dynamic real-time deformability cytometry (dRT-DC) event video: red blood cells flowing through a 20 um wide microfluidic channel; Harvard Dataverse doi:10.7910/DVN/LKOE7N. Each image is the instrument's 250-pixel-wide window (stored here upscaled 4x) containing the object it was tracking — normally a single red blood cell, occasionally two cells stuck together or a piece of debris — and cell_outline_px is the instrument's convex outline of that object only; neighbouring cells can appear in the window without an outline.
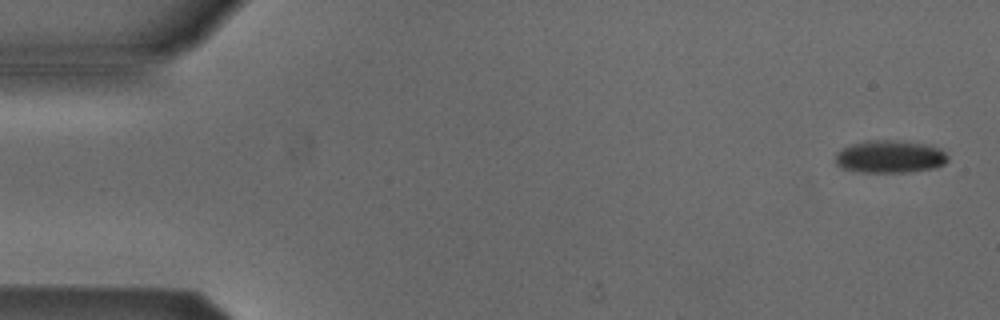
{"species": "Egyptian fruit bat (a non-hibernating species)", "species_latin": "Rousettus aegyptiacus", "temperature_condition": "cold", "stored_images_in_passage": 7, "camera_frame_rate_fps": 3000, "um_per_image_px": 0.085, "animal": {"sex": "male"}, "frame": {"image": 1, "passage_image": 1, "time_ms": 0.0, "image_size_px": [1000, 320], "cell_outline_px": [[948, 160], [944, 164], [936, 168], [908, 172], [856, 172], [840, 168], [836, 164], [836, 152], [852, 144], [872, 140], [888, 140], [920, 144], [940, 148], [948, 156]], "centroid_in_image_um": [75.62, 13.34], "position_along_channel_um": 9.4, "area_um2": 21.21}}
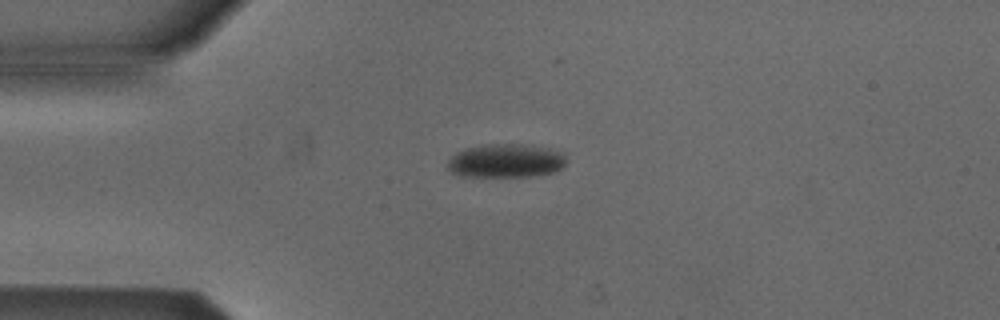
{"frame": {"image": 2, "passage_image": 4, "time_ms": 3.667, "image_size_px": [1000, 320], "cell_outline_px": [[564, 168], [556, 172], [532, 176], [460, 176], [452, 172], [448, 168], [448, 160], [456, 152], [464, 148], [488, 144], [520, 144], [540, 148], [556, 152], [564, 156]], "centroid_in_image_um": [42.93, 13.68], "position_along_channel_um": 42.1, "area_um2": 22.89}}
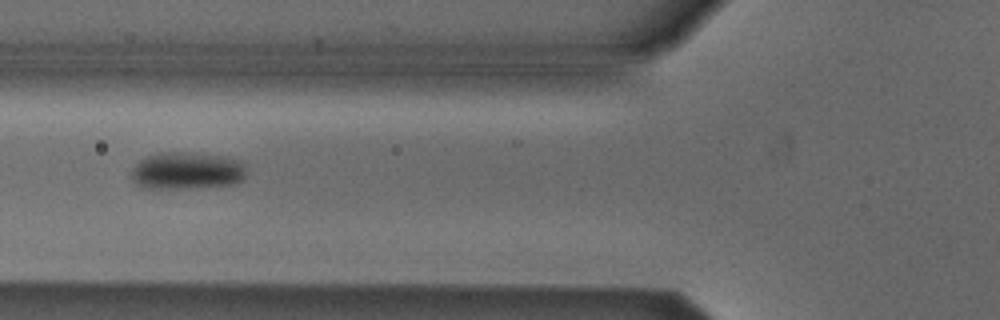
{"frame": {"image": 3, "passage_image": 6, "time_ms": 6.0, "image_size_px": [1000, 320], "cell_outline_px": [[244, 180], [236, 184], [192, 188], [140, 188], [132, 180], [132, 168], [140, 160], [156, 152], [192, 152], [228, 156], [244, 160]], "centroid_in_image_um": [15.92, 14.5], "position_along_channel_um": 109.9, "area_um2": 25.55}}